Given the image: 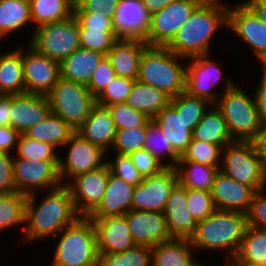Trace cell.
Returning <instances> with one entry per match:
<instances>
[{
  "instance_id": "obj_46",
  "label": "cell",
  "mask_w": 266,
  "mask_h": 266,
  "mask_svg": "<svg viewBox=\"0 0 266 266\" xmlns=\"http://www.w3.org/2000/svg\"><path fill=\"white\" fill-rule=\"evenodd\" d=\"M111 114L116 129L144 126L151 118L145 113L135 110L125 102L106 106Z\"/></svg>"
},
{
  "instance_id": "obj_15",
  "label": "cell",
  "mask_w": 266,
  "mask_h": 266,
  "mask_svg": "<svg viewBox=\"0 0 266 266\" xmlns=\"http://www.w3.org/2000/svg\"><path fill=\"white\" fill-rule=\"evenodd\" d=\"M177 183L178 175L175 168H164L158 174L144 177L134 188L132 210L163 212Z\"/></svg>"
},
{
  "instance_id": "obj_24",
  "label": "cell",
  "mask_w": 266,
  "mask_h": 266,
  "mask_svg": "<svg viewBox=\"0 0 266 266\" xmlns=\"http://www.w3.org/2000/svg\"><path fill=\"white\" fill-rule=\"evenodd\" d=\"M135 186L109 173L104 196L100 204L87 216L105 218L124 216L132 210V198Z\"/></svg>"
},
{
  "instance_id": "obj_54",
  "label": "cell",
  "mask_w": 266,
  "mask_h": 266,
  "mask_svg": "<svg viewBox=\"0 0 266 266\" xmlns=\"http://www.w3.org/2000/svg\"><path fill=\"white\" fill-rule=\"evenodd\" d=\"M14 154L0 151V193H14Z\"/></svg>"
},
{
  "instance_id": "obj_50",
  "label": "cell",
  "mask_w": 266,
  "mask_h": 266,
  "mask_svg": "<svg viewBox=\"0 0 266 266\" xmlns=\"http://www.w3.org/2000/svg\"><path fill=\"white\" fill-rule=\"evenodd\" d=\"M116 76L110 60L105 56L97 65L86 87L97 98Z\"/></svg>"
},
{
  "instance_id": "obj_48",
  "label": "cell",
  "mask_w": 266,
  "mask_h": 266,
  "mask_svg": "<svg viewBox=\"0 0 266 266\" xmlns=\"http://www.w3.org/2000/svg\"><path fill=\"white\" fill-rule=\"evenodd\" d=\"M134 81L133 79L116 76L96 98V104L106 107L114 103L126 102Z\"/></svg>"
},
{
  "instance_id": "obj_44",
  "label": "cell",
  "mask_w": 266,
  "mask_h": 266,
  "mask_svg": "<svg viewBox=\"0 0 266 266\" xmlns=\"http://www.w3.org/2000/svg\"><path fill=\"white\" fill-rule=\"evenodd\" d=\"M151 121L152 119L141 127L117 129L114 143L110 151L128 155L131 152L143 149L147 126Z\"/></svg>"
},
{
  "instance_id": "obj_11",
  "label": "cell",
  "mask_w": 266,
  "mask_h": 266,
  "mask_svg": "<svg viewBox=\"0 0 266 266\" xmlns=\"http://www.w3.org/2000/svg\"><path fill=\"white\" fill-rule=\"evenodd\" d=\"M63 148L67 151H64V158L59 154L58 174L61 184H66L74 176L100 168L106 163L107 152L76 132L60 151L63 152Z\"/></svg>"
},
{
  "instance_id": "obj_5",
  "label": "cell",
  "mask_w": 266,
  "mask_h": 266,
  "mask_svg": "<svg viewBox=\"0 0 266 266\" xmlns=\"http://www.w3.org/2000/svg\"><path fill=\"white\" fill-rule=\"evenodd\" d=\"M54 238L50 266H99L96 230L89 217L81 216Z\"/></svg>"
},
{
  "instance_id": "obj_1",
  "label": "cell",
  "mask_w": 266,
  "mask_h": 266,
  "mask_svg": "<svg viewBox=\"0 0 266 266\" xmlns=\"http://www.w3.org/2000/svg\"><path fill=\"white\" fill-rule=\"evenodd\" d=\"M39 193L28 195L26 202L22 240L27 244L56 237L81 217L65 184L45 191L40 201Z\"/></svg>"
},
{
  "instance_id": "obj_8",
  "label": "cell",
  "mask_w": 266,
  "mask_h": 266,
  "mask_svg": "<svg viewBox=\"0 0 266 266\" xmlns=\"http://www.w3.org/2000/svg\"><path fill=\"white\" fill-rule=\"evenodd\" d=\"M46 96L51 112L61 117L74 130L84 123L96 105V98L86 85L62 77Z\"/></svg>"
},
{
  "instance_id": "obj_47",
  "label": "cell",
  "mask_w": 266,
  "mask_h": 266,
  "mask_svg": "<svg viewBox=\"0 0 266 266\" xmlns=\"http://www.w3.org/2000/svg\"><path fill=\"white\" fill-rule=\"evenodd\" d=\"M112 154L113 156L115 155L114 158L111 157ZM111 156L110 158L106 156V164L111 174L125 180L133 186L138 185L143 180L142 175L127 154L111 153Z\"/></svg>"
},
{
  "instance_id": "obj_3",
  "label": "cell",
  "mask_w": 266,
  "mask_h": 266,
  "mask_svg": "<svg viewBox=\"0 0 266 266\" xmlns=\"http://www.w3.org/2000/svg\"><path fill=\"white\" fill-rule=\"evenodd\" d=\"M247 214L237 211L216 210L206 219L197 222L189 239L195 251L225 252L223 260L236 256L246 231Z\"/></svg>"
},
{
  "instance_id": "obj_53",
  "label": "cell",
  "mask_w": 266,
  "mask_h": 266,
  "mask_svg": "<svg viewBox=\"0 0 266 266\" xmlns=\"http://www.w3.org/2000/svg\"><path fill=\"white\" fill-rule=\"evenodd\" d=\"M79 28H96L103 31H114L113 18L108 13L73 12Z\"/></svg>"
},
{
  "instance_id": "obj_29",
  "label": "cell",
  "mask_w": 266,
  "mask_h": 266,
  "mask_svg": "<svg viewBox=\"0 0 266 266\" xmlns=\"http://www.w3.org/2000/svg\"><path fill=\"white\" fill-rule=\"evenodd\" d=\"M0 51V94L26 93L23 73V46Z\"/></svg>"
},
{
  "instance_id": "obj_62",
  "label": "cell",
  "mask_w": 266,
  "mask_h": 266,
  "mask_svg": "<svg viewBox=\"0 0 266 266\" xmlns=\"http://www.w3.org/2000/svg\"><path fill=\"white\" fill-rule=\"evenodd\" d=\"M226 266H266L263 264H257L252 263L249 261H244L242 259H239L237 256H233L229 258L228 260L224 261Z\"/></svg>"
},
{
  "instance_id": "obj_63",
  "label": "cell",
  "mask_w": 266,
  "mask_h": 266,
  "mask_svg": "<svg viewBox=\"0 0 266 266\" xmlns=\"http://www.w3.org/2000/svg\"><path fill=\"white\" fill-rule=\"evenodd\" d=\"M261 70L266 74V61H263L260 65Z\"/></svg>"
},
{
  "instance_id": "obj_51",
  "label": "cell",
  "mask_w": 266,
  "mask_h": 266,
  "mask_svg": "<svg viewBox=\"0 0 266 266\" xmlns=\"http://www.w3.org/2000/svg\"><path fill=\"white\" fill-rule=\"evenodd\" d=\"M128 156L143 178L158 174L164 168H166L150 152L145 149L131 152L128 154Z\"/></svg>"
},
{
  "instance_id": "obj_41",
  "label": "cell",
  "mask_w": 266,
  "mask_h": 266,
  "mask_svg": "<svg viewBox=\"0 0 266 266\" xmlns=\"http://www.w3.org/2000/svg\"><path fill=\"white\" fill-rule=\"evenodd\" d=\"M170 104L177 110L178 113H182L188 128L193 131L197 126L202 116L212 105L208 100L200 97H194L188 94L186 91L180 93L174 98L170 99Z\"/></svg>"
},
{
  "instance_id": "obj_43",
  "label": "cell",
  "mask_w": 266,
  "mask_h": 266,
  "mask_svg": "<svg viewBox=\"0 0 266 266\" xmlns=\"http://www.w3.org/2000/svg\"><path fill=\"white\" fill-rule=\"evenodd\" d=\"M14 158H28L42 161H59L60 152L51 144L37 141L20 134Z\"/></svg>"
},
{
  "instance_id": "obj_6",
  "label": "cell",
  "mask_w": 266,
  "mask_h": 266,
  "mask_svg": "<svg viewBox=\"0 0 266 266\" xmlns=\"http://www.w3.org/2000/svg\"><path fill=\"white\" fill-rule=\"evenodd\" d=\"M236 83L221 94L215 106L223 115L233 140L254 141L262 128L253 92Z\"/></svg>"
},
{
  "instance_id": "obj_16",
  "label": "cell",
  "mask_w": 266,
  "mask_h": 266,
  "mask_svg": "<svg viewBox=\"0 0 266 266\" xmlns=\"http://www.w3.org/2000/svg\"><path fill=\"white\" fill-rule=\"evenodd\" d=\"M25 44L23 73L26 93L47 95L61 77L60 62L39 53L28 42Z\"/></svg>"
},
{
  "instance_id": "obj_55",
  "label": "cell",
  "mask_w": 266,
  "mask_h": 266,
  "mask_svg": "<svg viewBox=\"0 0 266 266\" xmlns=\"http://www.w3.org/2000/svg\"><path fill=\"white\" fill-rule=\"evenodd\" d=\"M120 0H74L73 12L108 13L114 17L117 4Z\"/></svg>"
},
{
  "instance_id": "obj_13",
  "label": "cell",
  "mask_w": 266,
  "mask_h": 266,
  "mask_svg": "<svg viewBox=\"0 0 266 266\" xmlns=\"http://www.w3.org/2000/svg\"><path fill=\"white\" fill-rule=\"evenodd\" d=\"M58 165L59 161L14 158L13 174L16 191L30 195L36 192L44 193L60 186Z\"/></svg>"
},
{
  "instance_id": "obj_26",
  "label": "cell",
  "mask_w": 266,
  "mask_h": 266,
  "mask_svg": "<svg viewBox=\"0 0 266 266\" xmlns=\"http://www.w3.org/2000/svg\"><path fill=\"white\" fill-rule=\"evenodd\" d=\"M116 127L107 107L96 104L84 123L75 130L82 138L109 152L113 146Z\"/></svg>"
},
{
  "instance_id": "obj_57",
  "label": "cell",
  "mask_w": 266,
  "mask_h": 266,
  "mask_svg": "<svg viewBox=\"0 0 266 266\" xmlns=\"http://www.w3.org/2000/svg\"><path fill=\"white\" fill-rule=\"evenodd\" d=\"M261 79L253 90L256 107L262 124L266 123V74L262 71Z\"/></svg>"
},
{
  "instance_id": "obj_49",
  "label": "cell",
  "mask_w": 266,
  "mask_h": 266,
  "mask_svg": "<svg viewBox=\"0 0 266 266\" xmlns=\"http://www.w3.org/2000/svg\"><path fill=\"white\" fill-rule=\"evenodd\" d=\"M187 202L196 222L206 219L217 210L211 192L205 190L187 189Z\"/></svg>"
},
{
  "instance_id": "obj_30",
  "label": "cell",
  "mask_w": 266,
  "mask_h": 266,
  "mask_svg": "<svg viewBox=\"0 0 266 266\" xmlns=\"http://www.w3.org/2000/svg\"><path fill=\"white\" fill-rule=\"evenodd\" d=\"M105 56L80 47L60 63L61 77L87 85L97 65Z\"/></svg>"
},
{
  "instance_id": "obj_59",
  "label": "cell",
  "mask_w": 266,
  "mask_h": 266,
  "mask_svg": "<svg viewBox=\"0 0 266 266\" xmlns=\"http://www.w3.org/2000/svg\"><path fill=\"white\" fill-rule=\"evenodd\" d=\"M254 143L266 167V123L262 124V128L258 132V135L254 140Z\"/></svg>"
},
{
  "instance_id": "obj_40",
  "label": "cell",
  "mask_w": 266,
  "mask_h": 266,
  "mask_svg": "<svg viewBox=\"0 0 266 266\" xmlns=\"http://www.w3.org/2000/svg\"><path fill=\"white\" fill-rule=\"evenodd\" d=\"M99 266H152V247L136 245L120 253H99Z\"/></svg>"
},
{
  "instance_id": "obj_64",
  "label": "cell",
  "mask_w": 266,
  "mask_h": 266,
  "mask_svg": "<svg viewBox=\"0 0 266 266\" xmlns=\"http://www.w3.org/2000/svg\"><path fill=\"white\" fill-rule=\"evenodd\" d=\"M223 265H224V266H226V265H225V263H224ZM200 266H207V265H205V264L201 263V265H200Z\"/></svg>"
},
{
  "instance_id": "obj_14",
  "label": "cell",
  "mask_w": 266,
  "mask_h": 266,
  "mask_svg": "<svg viewBox=\"0 0 266 266\" xmlns=\"http://www.w3.org/2000/svg\"><path fill=\"white\" fill-rule=\"evenodd\" d=\"M204 0H178L151 15L148 46H166Z\"/></svg>"
},
{
  "instance_id": "obj_60",
  "label": "cell",
  "mask_w": 266,
  "mask_h": 266,
  "mask_svg": "<svg viewBox=\"0 0 266 266\" xmlns=\"http://www.w3.org/2000/svg\"><path fill=\"white\" fill-rule=\"evenodd\" d=\"M266 23V0H243Z\"/></svg>"
},
{
  "instance_id": "obj_19",
  "label": "cell",
  "mask_w": 266,
  "mask_h": 266,
  "mask_svg": "<svg viewBox=\"0 0 266 266\" xmlns=\"http://www.w3.org/2000/svg\"><path fill=\"white\" fill-rule=\"evenodd\" d=\"M51 112L46 95L23 93L11 95L10 126L20 134L42 122Z\"/></svg>"
},
{
  "instance_id": "obj_4",
  "label": "cell",
  "mask_w": 266,
  "mask_h": 266,
  "mask_svg": "<svg viewBox=\"0 0 266 266\" xmlns=\"http://www.w3.org/2000/svg\"><path fill=\"white\" fill-rule=\"evenodd\" d=\"M184 60L187 62V58L173 53L166 46H147L140 60L137 80L174 98L185 92Z\"/></svg>"
},
{
  "instance_id": "obj_35",
  "label": "cell",
  "mask_w": 266,
  "mask_h": 266,
  "mask_svg": "<svg viewBox=\"0 0 266 266\" xmlns=\"http://www.w3.org/2000/svg\"><path fill=\"white\" fill-rule=\"evenodd\" d=\"M178 182L186 189L205 190L210 192L216 174L217 167L192 161H178L175 167Z\"/></svg>"
},
{
  "instance_id": "obj_58",
  "label": "cell",
  "mask_w": 266,
  "mask_h": 266,
  "mask_svg": "<svg viewBox=\"0 0 266 266\" xmlns=\"http://www.w3.org/2000/svg\"><path fill=\"white\" fill-rule=\"evenodd\" d=\"M11 95L0 94V126H10Z\"/></svg>"
},
{
  "instance_id": "obj_61",
  "label": "cell",
  "mask_w": 266,
  "mask_h": 266,
  "mask_svg": "<svg viewBox=\"0 0 266 266\" xmlns=\"http://www.w3.org/2000/svg\"><path fill=\"white\" fill-rule=\"evenodd\" d=\"M178 0H142L144 7L147 9L150 15L160 11L171 2Z\"/></svg>"
},
{
  "instance_id": "obj_17",
  "label": "cell",
  "mask_w": 266,
  "mask_h": 266,
  "mask_svg": "<svg viewBox=\"0 0 266 266\" xmlns=\"http://www.w3.org/2000/svg\"><path fill=\"white\" fill-rule=\"evenodd\" d=\"M109 173V167L105 163L100 168L74 176L65 184L81 216L87 217L100 204Z\"/></svg>"
},
{
  "instance_id": "obj_21",
  "label": "cell",
  "mask_w": 266,
  "mask_h": 266,
  "mask_svg": "<svg viewBox=\"0 0 266 266\" xmlns=\"http://www.w3.org/2000/svg\"><path fill=\"white\" fill-rule=\"evenodd\" d=\"M90 219L96 230L98 253H120L136 246L125 216Z\"/></svg>"
},
{
  "instance_id": "obj_32",
  "label": "cell",
  "mask_w": 266,
  "mask_h": 266,
  "mask_svg": "<svg viewBox=\"0 0 266 266\" xmlns=\"http://www.w3.org/2000/svg\"><path fill=\"white\" fill-rule=\"evenodd\" d=\"M192 139L216 145L233 142L220 110L212 104L192 131Z\"/></svg>"
},
{
  "instance_id": "obj_2",
  "label": "cell",
  "mask_w": 266,
  "mask_h": 266,
  "mask_svg": "<svg viewBox=\"0 0 266 266\" xmlns=\"http://www.w3.org/2000/svg\"><path fill=\"white\" fill-rule=\"evenodd\" d=\"M228 6L226 1L204 0L166 47L185 58L210 54L213 38L228 27Z\"/></svg>"
},
{
  "instance_id": "obj_36",
  "label": "cell",
  "mask_w": 266,
  "mask_h": 266,
  "mask_svg": "<svg viewBox=\"0 0 266 266\" xmlns=\"http://www.w3.org/2000/svg\"><path fill=\"white\" fill-rule=\"evenodd\" d=\"M29 3L31 27L33 26L31 38L34 29L37 27L47 23L63 21L73 14L74 0H29Z\"/></svg>"
},
{
  "instance_id": "obj_20",
  "label": "cell",
  "mask_w": 266,
  "mask_h": 266,
  "mask_svg": "<svg viewBox=\"0 0 266 266\" xmlns=\"http://www.w3.org/2000/svg\"><path fill=\"white\" fill-rule=\"evenodd\" d=\"M150 18L142 0H120L113 17V28L119 38L144 40Z\"/></svg>"
},
{
  "instance_id": "obj_27",
  "label": "cell",
  "mask_w": 266,
  "mask_h": 266,
  "mask_svg": "<svg viewBox=\"0 0 266 266\" xmlns=\"http://www.w3.org/2000/svg\"><path fill=\"white\" fill-rule=\"evenodd\" d=\"M188 239L172 238L152 247V266H200Z\"/></svg>"
},
{
  "instance_id": "obj_34",
  "label": "cell",
  "mask_w": 266,
  "mask_h": 266,
  "mask_svg": "<svg viewBox=\"0 0 266 266\" xmlns=\"http://www.w3.org/2000/svg\"><path fill=\"white\" fill-rule=\"evenodd\" d=\"M31 24L29 0H0V42Z\"/></svg>"
},
{
  "instance_id": "obj_7",
  "label": "cell",
  "mask_w": 266,
  "mask_h": 266,
  "mask_svg": "<svg viewBox=\"0 0 266 266\" xmlns=\"http://www.w3.org/2000/svg\"><path fill=\"white\" fill-rule=\"evenodd\" d=\"M220 171L255 192L266 188V167L254 141L234 140L222 148Z\"/></svg>"
},
{
  "instance_id": "obj_56",
  "label": "cell",
  "mask_w": 266,
  "mask_h": 266,
  "mask_svg": "<svg viewBox=\"0 0 266 266\" xmlns=\"http://www.w3.org/2000/svg\"><path fill=\"white\" fill-rule=\"evenodd\" d=\"M20 133L11 126H0V151L14 154Z\"/></svg>"
},
{
  "instance_id": "obj_12",
  "label": "cell",
  "mask_w": 266,
  "mask_h": 266,
  "mask_svg": "<svg viewBox=\"0 0 266 266\" xmlns=\"http://www.w3.org/2000/svg\"><path fill=\"white\" fill-rule=\"evenodd\" d=\"M242 2V3H241ZM228 6V27L241 43L248 45L259 65L266 61V23L242 0Z\"/></svg>"
},
{
  "instance_id": "obj_31",
  "label": "cell",
  "mask_w": 266,
  "mask_h": 266,
  "mask_svg": "<svg viewBox=\"0 0 266 266\" xmlns=\"http://www.w3.org/2000/svg\"><path fill=\"white\" fill-rule=\"evenodd\" d=\"M74 133L75 130L69 124L50 112L42 122L29 128L24 134L31 139L49 143L59 151Z\"/></svg>"
},
{
  "instance_id": "obj_33",
  "label": "cell",
  "mask_w": 266,
  "mask_h": 266,
  "mask_svg": "<svg viewBox=\"0 0 266 266\" xmlns=\"http://www.w3.org/2000/svg\"><path fill=\"white\" fill-rule=\"evenodd\" d=\"M170 99L161 90L135 80L125 103L153 119L170 103Z\"/></svg>"
},
{
  "instance_id": "obj_39",
  "label": "cell",
  "mask_w": 266,
  "mask_h": 266,
  "mask_svg": "<svg viewBox=\"0 0 266 266\" xmlns=\"http://www.w3.org/2000/svg\"><path fill=\"white\" fill-rule=\"evenodd\" d=\"M236 256L244 261L266 265V229L247 226Z\"/></svg>"
},
{
  "instance_id": "obj_25",
  "label": "cell",
  "mask_w": 266,
  "mask_h": 266,
  "mask_svg": "<svg viewBox=\"0 0 266 266\" xmlns=\"http://www.w3.org/2000/svg\"><path fill=\"white\" fill-rule=\"evenodd\" d=\"M147 46L143 39L120 38L106 55L117 76L137 80L140 60Z\"/></svg>"
},
{
  "instance_id": "obj_42",
  "label": "cell",
  "mask_w": 266,
  "mask_h": 266,
  "mask_svg": "<svg viewBox=\"0 0 266 266\" xmlns=\"http://www.w3.org/2000/svg\"><path fill=\"white\" fill-rule=\"evenodd\" d=\"M225 145H216L200 140L191 139L187 150L178 161H192L217 167L220 170L222 148Z\"/></svg>"
},
{
  "instance_id": "obj_37",
  "label": "cell",
  "mask_w": 266,
  "mask_h": 266,
  "mask_svg": "<svg viewBox=\"0 0 266 266\" xmlns=\"http://www.w3.org/2000/svg\"><path fill=\"white\" fill-rule=\"evenodd\" d=\"M143 149L150 152L166 168H175L181 157L153 120L147 126Z\"/></svg>"
},
{
  "instance_id": "obj_45",
  "label": "cell",
  "mask_w": 266,
  "mask_h": 266,
  "mask_svg": "<svg viewBox=\"0 0 266 266\" xmlns=\"http://www.w3.org/2000/svg\"><path fill=\"white\" fill-rule=\"evenodd\" d=\"M80 47L107 55L120 39L115 31H103L96 28H79Z\"/></svg>"
},
{
  "instance_id": "obj_10",
  "label": "cell",
  "mask_w": 266,
  "mask_h": 266,
  "mask_svg": "<svg viewBox=\"0 0 266 266\" xmlns=\"http://www.w3.org/2000/svg\"><path fill=\"white\" fill-rule=\"evenodd\" d=\"M210 54L198 55L187 58L185 91L194 97H200L215 104L222 93L233 87L237 82L234 79L223 76V69L220 65L210 58ZM223 82L221 92L216 91L215 86L219 87ZM215 89V91H214Z\"/></svg>"
},
{
  "instance_id": "obj_18",
  "label": "cell",
  "mask_w": 266,
  "mask_h": 266,
  "mask_svg": "<svg viewBox=\"0 0 266 266\" xmlns=\"http://www.w3.org/2000/svg\"><path fill=\"white\" fill-rule=\"evenodd\" d=\"M124 216L136 245L154 247L172 239L163 212L130 210Z\"/></svg>"
},
{
  "instance_id": "obj_52",
  "label": "cell",
  "mask_w": 266,
  "mask_h": 266,
  "mask_svg": "<svg viewBox=\"0 0 266 266\" xmlns=\"http://www.w3.org/2000/svg\"><path fill=\"white\" fill-rule=\"evenodd\" d=\"M246 214L248 226L266 229V188L255 192Z\"/></svg>"
},
{
  "instance_id": "obj_28",
  "label": "cell",
  "mask_w": 266,
  "mask_h": 266,
  "mask_svg": "<svg viewBox=\"0 0 266 266\" xmlns=\"http://www.w3.org/2000/svg\"><path fill=\"white\" fill-rule=\"evenodd\" d=\"M152 120L165 133L173 149L182 156L192 139V131L188 128L182 113H178L169 103Z\"/></svg>"
},
{
  "instance_id": "obj_22",
  "label": "cell",
  "mask_w": 266,
  "mask_h": 266,
  "mask_svg": "<svg viewBox=\"0 0 266 266\" xmlns=\"http://www.w3.org/2000/svg\"><path fill=\"white\" fill-rule=\"evenodd\" d=\"M212 198L217 210L247 213L255 191L241 184L220 170L216 174L211 188Z\"/></svg>"
},
{
  "instance_id": "obj_38",
  "label": "cell",
  "mask_w": 266,
  "mask_h": 266,
  "mask_svg": "<svg viewBox=\"0 0 266 266\" xmlns=\"http://www.w3.org/2000/svg\"><path fill=\"white\" fill-rule=\"evenodd\" d=\"M27 198L28 195L19 192L0 193V236L4 230L25 225Z\"/></svg>"
},
{
  "instance_id": "obj_9",
  "label": "cell",
  "mask_w": 266,
  "mask_h": 266,
  "mask_svg": "<svg viewBox=\"0 0 266 266\" xmlns=\"http://www.w3.org/2000/svg\"><path fill=\"white\" fill-rule=\"evenodd\" d=\"M28 43L39 53L61 63L80 48L78 22L72 14L63 21L44 24L34 29Z\"/></svg>"
},
{
  "instance_id": "obj_23",
  "label": "cell",
  "mask_w": 266,
  "mask_h": 266,
  "mask_svg": "<svg viewBox=\"0 0 266 266\" xmlns=\"http://www.w3.org/2000/svg\"><path fill=\"white\" fill-rule=\"evenodd\" d=\"M163 213L172 238L189 240L193 236L197 222L188 208L187 189L179 182L172 189Z\"/></svg>"
}]
</instances>
